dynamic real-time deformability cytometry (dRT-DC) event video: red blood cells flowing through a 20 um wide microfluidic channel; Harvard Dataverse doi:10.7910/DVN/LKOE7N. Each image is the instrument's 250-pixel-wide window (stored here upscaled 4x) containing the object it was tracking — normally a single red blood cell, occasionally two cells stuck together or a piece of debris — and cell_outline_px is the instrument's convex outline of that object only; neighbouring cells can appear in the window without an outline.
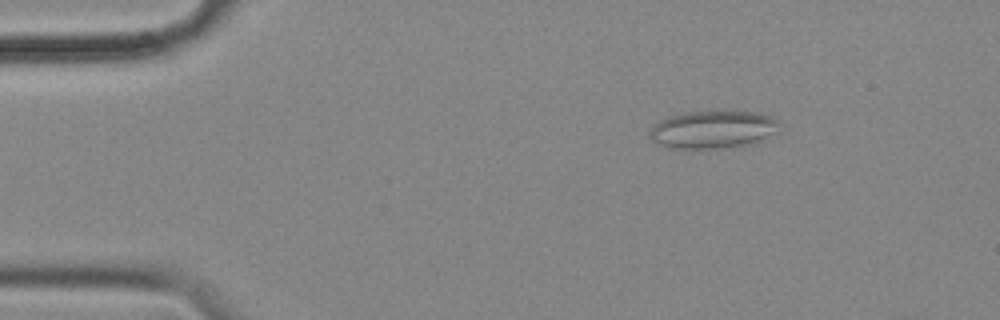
{"species": "common noctule bat (a hibernating species)", "species_latin": "Nyctalus noctula", "temperature_condition": "cold", "stored_images_in_passage": 12, "camera_frame_rate_fps": 3000, "um_per_image_px": 0.085, "animal": {"sex": "female", "body_mass_g": 18.4}, "frame": {"image": 1, "passage_image": 8, "time_ms": 2.333, "image_size_px": [1000, 320], "cell_outline_px": [[780, 124], [776, 132], [764, 140], [756, 144], [732, 148], [672, 148], [660, 144], [652, 140], [648, 136], [648, 132], [652, 124], [668, 116], [688, 112], [760, 112], [772, 116]], "centroid_in_image_um": [60.62, 11.03], "position_along_channel_um": 24.4, "area_um2": 28.9}}